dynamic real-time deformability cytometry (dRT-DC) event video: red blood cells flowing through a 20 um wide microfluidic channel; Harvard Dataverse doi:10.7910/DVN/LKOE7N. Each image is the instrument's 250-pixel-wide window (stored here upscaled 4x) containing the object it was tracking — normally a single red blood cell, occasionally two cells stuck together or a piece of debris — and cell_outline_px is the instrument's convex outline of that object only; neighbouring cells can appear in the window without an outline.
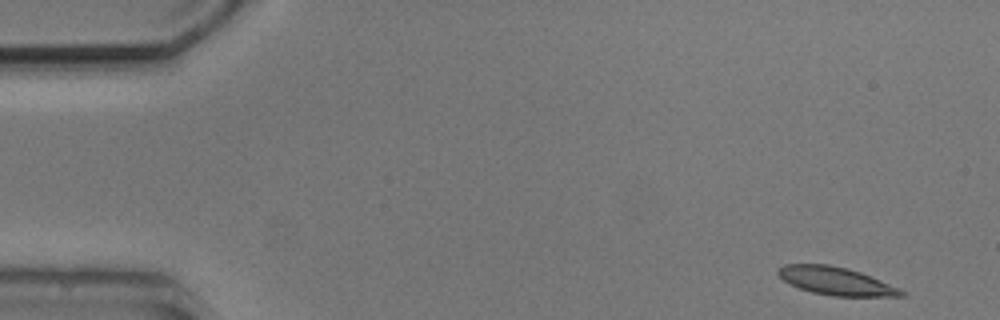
{"species": "common noctule bat (a hibernating species)", "species_latin": "Nyctalus noctula", "temperature_condition": "cold", "stored_images_in_passage": 6, "camera_frame_rate_fps": 3000, "um_per_image_px": 0.085, "animal": {"sex": "male", "body_mass_g": 20.5, "forearm_length_mm": 52.5}, "frame": {"image": 1, "passage_image": 1, "time_ms": 0.0, "image_size_px": [1000, 320], "cell_outline_px": [[904, 296], [832, 296], [812, 292], [800, 288], [784, 280], [776, 272], [784, 264], [828, 264], [848, 268], [860, 272], [900, 288], [904, 292]], "centroid_in_image_um": [71.06, 23.88], "position_along_channel_um": 13.9, "area_um2": 19.83}}
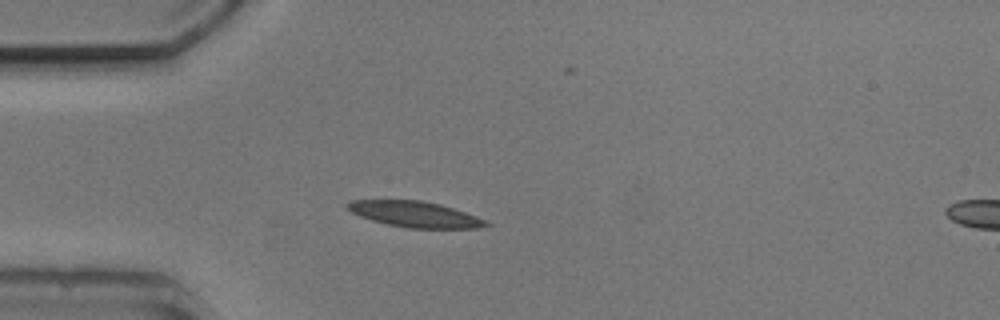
{"frame": {"image": 2, "passage_image": 4, "time_ms": 3.667, "image_size_px": [1000, 320], "cell_outline_px": [[492, 224], [476, 228], [408, 228], [388, 224], [372, 220], [360, 216], [344, 208], [344, 204], [348, 200], [420, 200], [440, 204], [476, 216]], "centroid_in_image_um": [35.2, 18.2], "position_along_channel_um": 49.8, "area_um2": 20.75}}